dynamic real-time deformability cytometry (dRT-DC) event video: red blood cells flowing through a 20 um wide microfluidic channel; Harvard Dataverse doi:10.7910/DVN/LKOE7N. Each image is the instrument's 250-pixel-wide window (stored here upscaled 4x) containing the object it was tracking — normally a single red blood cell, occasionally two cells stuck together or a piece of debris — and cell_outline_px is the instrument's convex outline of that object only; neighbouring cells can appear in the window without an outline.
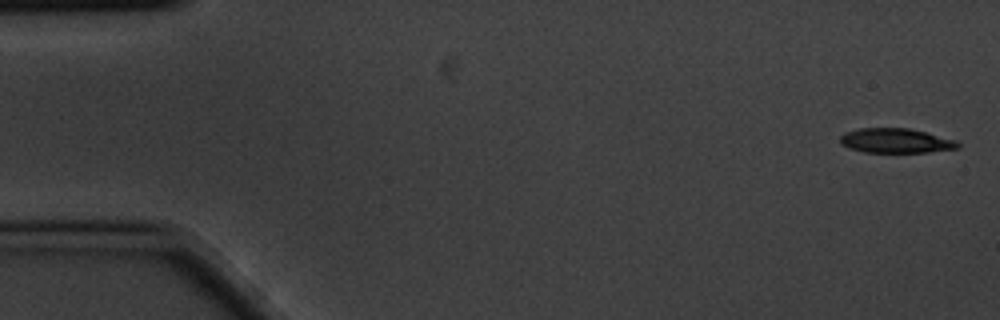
{"species": "common noctule bat (a hibernating species)", "species_latin": "Nyctalus noctula", "temperature_condition": "cold", "stored_images_in_passage": 7, "camera_frame_rate_fps": 3000, "um_per_image_px": 0.085, "animal": {"sex": "male", "body_mass_g": 20.1, "forearm_length_mm": 53.5}, "frame": {"image": 1, "passage_image": 1, "time_ms": 0.0, "image_size_px": [1000, 320], "cell_outline_px": [[960, 148], [928, 152], [864, 152], [848, 148], [840, 144], [840, 136], [844, 132], [860, 128], [908, 128], [956, 140], [960, 144]], "centroid_in_image_um": [76.11, 11.96], "position_along_channel_um": 8.9, "area_um2": 16.88}}